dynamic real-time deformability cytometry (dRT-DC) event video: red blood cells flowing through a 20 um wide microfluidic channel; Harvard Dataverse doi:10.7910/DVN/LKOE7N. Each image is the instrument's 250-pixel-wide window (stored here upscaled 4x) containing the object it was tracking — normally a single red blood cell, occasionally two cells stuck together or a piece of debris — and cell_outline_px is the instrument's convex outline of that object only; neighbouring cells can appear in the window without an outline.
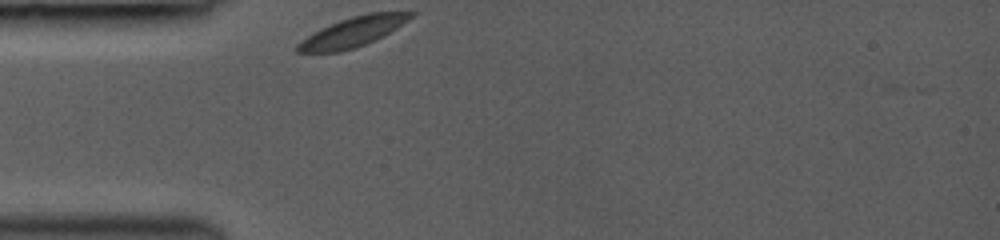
{"species": "common noctule bat (a hibernating species)", "species_latin": "Nyctalus noctula", "temperature_condition": "room temperature", "stored_images_in_passage": 2, "camera_frame_rate_fps": 3000, "um_per_image_px": 0.085, "animal": {"sex": "female", "body_mass_g": 19.0, "forearm_length_mm": 53.3}, "frame": {"image": 1, "passage_image": 1, "time_ms": 0.0, "image_size_px": [1000, 240], "cell_outline_px": [[416, 12], [408, 20], [384, 36], [376, 40], [340, 52], [296, 52], [296, 44], [320, 28], [340, 20], [352, 16], [368, 12]], "centroid_in_image_um": [29.98, 2.71], "position_along_channel_um": 55.0, "area_um2": 19.42}}